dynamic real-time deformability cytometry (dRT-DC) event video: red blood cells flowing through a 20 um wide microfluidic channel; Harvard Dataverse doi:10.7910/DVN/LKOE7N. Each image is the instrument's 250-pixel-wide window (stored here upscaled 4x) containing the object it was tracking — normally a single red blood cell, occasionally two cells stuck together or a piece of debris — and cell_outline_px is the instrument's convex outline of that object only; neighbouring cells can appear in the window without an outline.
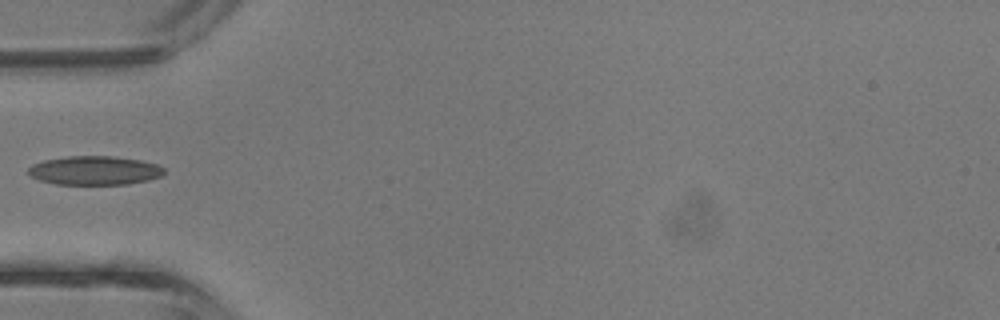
{"species": "common noctule bat (a hibernating species)", "species_latin": "Nyctalus noctula", "temperature_condition": "room temperature", "stored_images_in_passage": 3, "camera_frame_rate_fps": 3000, "um_per_image_px": 0.085, "animal": {"sex": "male", "body_mass_g": 13.3}, "frame": {"image": 1, "passage_image": 3, "time_ms": 0.667, "image_size_px": [1000, 320], "cell_outline_px": [[164, 172], [160, 176], [148, 180], [128, 184], [56, 184], [40, 180], [32, 176], [28, 172], [28, 168], [32, 164], [44, 160], [68, 156], [112, 156], [140, 160], [156, 164], [164, 168]], "centroid_in_image_um": [8.03, 14.48], "position_along_channel_um": 77.0, "area_um2": 22.72}}